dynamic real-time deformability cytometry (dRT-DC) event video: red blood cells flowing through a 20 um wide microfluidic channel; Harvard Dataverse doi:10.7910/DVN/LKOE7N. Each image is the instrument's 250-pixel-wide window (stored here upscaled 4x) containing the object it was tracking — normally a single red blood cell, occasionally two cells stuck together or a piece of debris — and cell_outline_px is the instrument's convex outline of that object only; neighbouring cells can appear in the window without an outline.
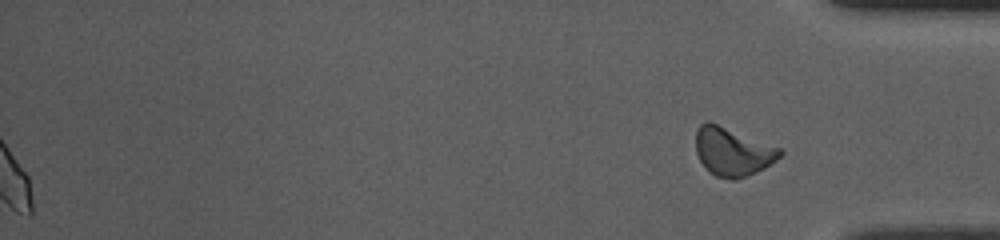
{"species": "common noctule bat (a hibernating species)", "species_latin": "Nyctalus noctula", "temperature_condition": "room temperature", "stored_images_in_passage": 46, "segment_of_instrument_passage": [2, 2], "camera_frame_rate_fps": 3000, "um_per_image_px": 0.085, "animal": {"sex": "female", "body_mass_g": 10.0, "forearm_length_mm": 53.1}, "frame": {"image": 1, "passage_image": 46, "time_ms": 15.0, "image_size_px": [1000, 240], "cell_outline_px": [[784, 152], [776, 160], [764, 168], [748, 176], [736, 180], [732, 180], [716, 176], [708, 172], [704, 168], [696, 152], [696, 128], [700, 124], [708, 120], [780, 148]], "centroid_in_image_um": [62.24, 12.9], "position_along_channel_um": 373.0, "area_um2": 23.81}}